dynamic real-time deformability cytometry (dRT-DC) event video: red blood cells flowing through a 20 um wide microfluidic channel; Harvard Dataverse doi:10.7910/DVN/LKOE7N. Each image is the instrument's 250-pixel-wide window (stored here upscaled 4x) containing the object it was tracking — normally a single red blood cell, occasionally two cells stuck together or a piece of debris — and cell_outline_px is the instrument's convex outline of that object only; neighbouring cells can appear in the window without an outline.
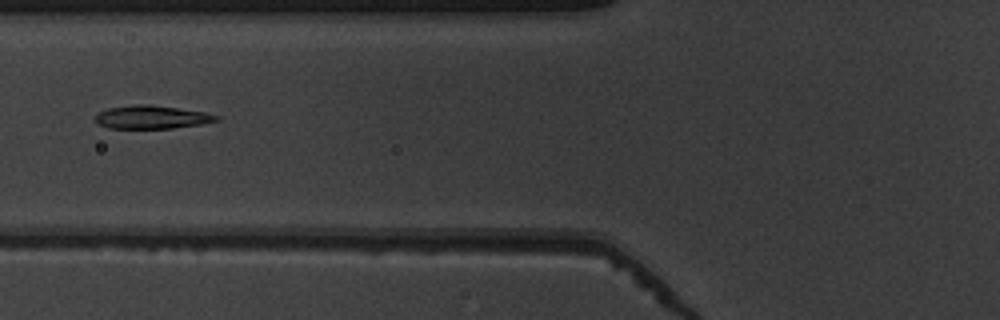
{"species": "common noctule bat (a hibernating species)", "species_latin": "Nyctalus noctula", "temperature_condition": "warm", "stored_images_in_passage": 43, "camera_frame_rate_fps": 3000, "um_per_image_px": 0.085, "animal": {"sex": "male", "body_mass_g": 19.5, "forearm_length_mm": 54.6}, "frame": {"image": 1, "passage_image": 12, "time_ms": 3.667, "image_size_px": [1000, 320], "cell_outline_px": [[220, 120], [200, 124], [172, 128], [108, 128], [96, 124], [92, 120], [96, 112], [108, 108], [132, 104], [148, 104], [208, 112], [220, 116]], "centroid_in_image_um": [12.84, 9.95], "position_along_channel_um": 113.0, "area_um2": 16.76}}
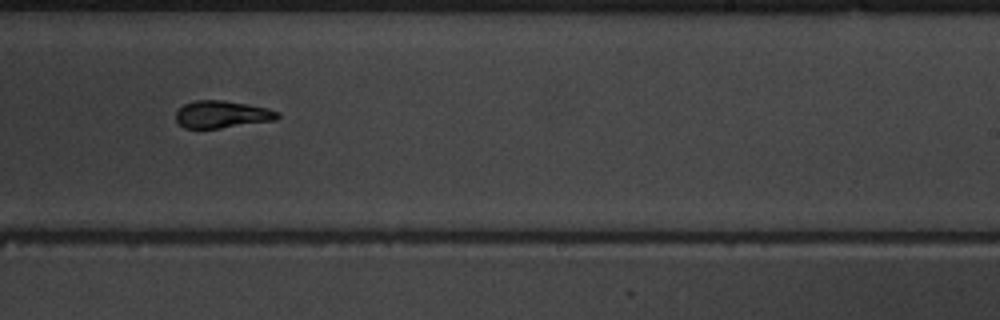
{"frame": {"image": 2, "passage_image": 24, "time_ms": 7.667, "image_size_px": [1000, 320], "cell_outline_px": [[280, 116], [276, 120], [220, 128], [184, 128], [176, 120], [176, 112], [184, 104], [192, 100], [224, 100], [248, 104], [268, 108], [280, 112]], "centroid_in_image_um": [18.88, 9.71], "position_along_channel_um": 270.1, "area_um2": 16.24}}
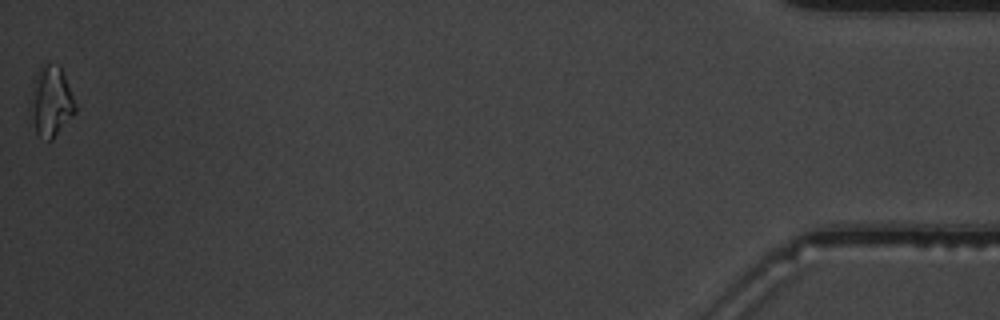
{"frame": {"image": 3, "passage_image": 43, "time_ms": 14.0, "image_size_px": [1000, 320], "cell_outline_px": [[76, 112], [52, 140], [48, 140], [36, 132], [28, 112], [28, 104], [32, 80], [40, 64], [60, 64], [76, 104]], "centroid_in_image_um": [4.28, 8.58], "position_along_channel_um": 430.9, "area_um2": 18.96}, "authors_computed_cell_mechanics": {"area_um2": 16.762, "velocity_mm_per_s": 3.9377, "shape_relaxation_time_tau1_ms": 4.355, "shape_relaxation_time_tau2_ms": 1.4731, "deformation_change_tau1": 0.2147, "deformation_change_tau2": 0.0937}}